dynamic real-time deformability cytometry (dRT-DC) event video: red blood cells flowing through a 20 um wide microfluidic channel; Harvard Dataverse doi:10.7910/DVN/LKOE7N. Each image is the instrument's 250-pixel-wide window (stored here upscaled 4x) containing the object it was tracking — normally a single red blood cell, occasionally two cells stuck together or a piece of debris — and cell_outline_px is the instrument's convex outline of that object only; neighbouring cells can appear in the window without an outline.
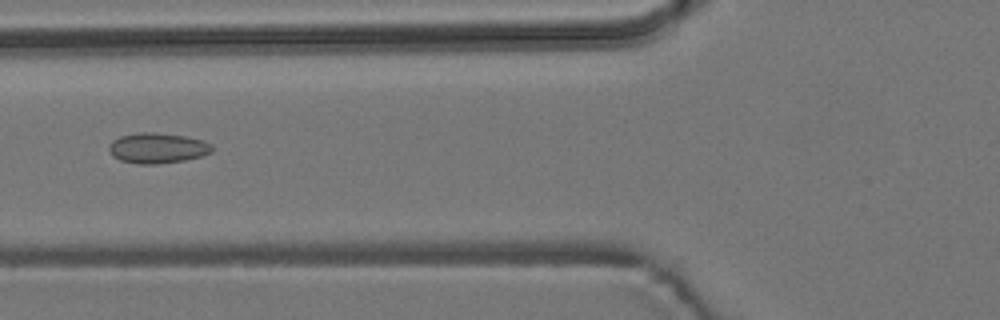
{"species": "common noctule bat (a hibernating species)", "species_latin": "Nyctalus noctula", "temperature_condition": "room temperature", "stored_images_in_passage": 5, "camera_frame_rate_fps": 3000, "um_per_image_px": 0.085, "animal": {"sex": "male", "body_mass_g": 19.2, "forearm_length_mm": 51.8}, "frame": {"image": 1, "passage_image": 2, "time_ms": 0.333, "image_size_px": [1000, 320], "cell_outline_px": [[212, 152], [200, 156], [184, 160], [156, 164], [140, 164], [120, 160], [112, 156], [108, 148], [108, 144], [112, 140], [120, 136], [140, 132], [152, 132], [184, 136], [204, 140], [212, 144]], "centroid_in_image_um": [13.36, 12.58], "position_along_channel_um": 112.4, "area_um2": 18.26}}
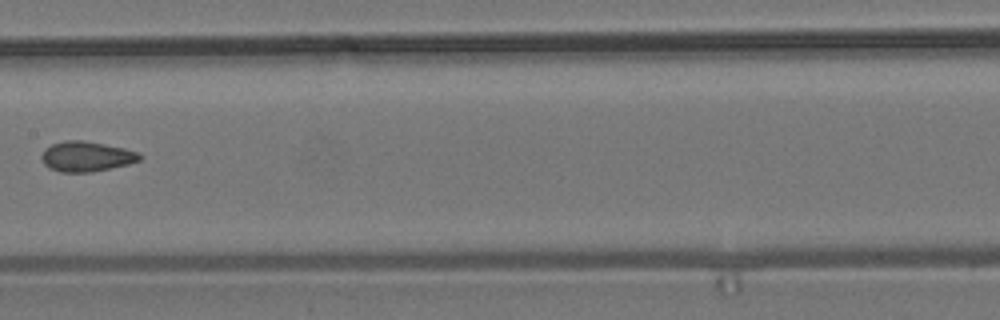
{"frame": {"image": 2, "passage_image": 4, "time_ms": 1.0, "image_size_px": [1000, 320], "cell_outline_px": [[144, 156], [140, 160], [128, 164], [92, 172], [60, 172], [48, 168], [44, 164], [40, 156], [44, 148], [52, 144], [64, 140], [84, 140], [124, 148], [140, 152]], "centroid_in_image_um": [7.34, 13.29], "position_along_channel_um": 200.1, "area_um2": 17.46}}
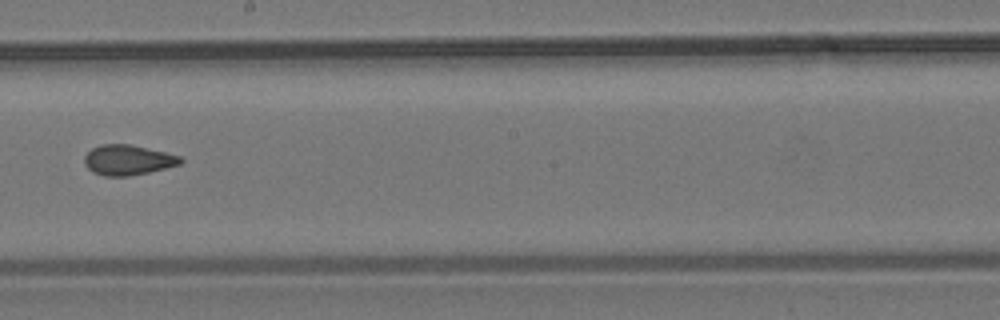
{"frame": {"image": 3, "passage_image": 5, "time_ms": 1.333, "image_size_px": [1000, 320], "cell_outline_px": [[184, 160], [180, 164], [148, 172], [128, 176], [104, 176], [92, 172], [84, 164], [84, 156], [92, 148], [100, 144], [128, 144], [164, 152], [180, 156]], "centroid_in_image_um": [10.83, 13.6], "position_along_channel_um": 237.4, "area_um2": 16.76}}